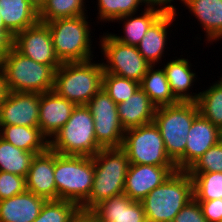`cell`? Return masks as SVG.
I'll return each instance as SVG.
<instances>
[{
	"instance_id": "obj_4",
	"label": "cell",
	"mask_w": 222,
	"mask_h": 222,
	"mask_svg": "<svg viewBox=\"0 0 222 222\" xmlns=\"http://www.w3.org/2000/svg\"><path fill=\"white\" fill-rule=\"evenodd\" d=\"M102 63L93 59L62 63L54 73L53 90L76 105H86L102 88Z\"/></svg>"
},
{
	"instance_id": "obj_41",
	"label": "cell",
	"mask_w": 222,
	"mask_h": 222,
	"mask_svg": "<svg viewBox=\"0 0 222 222\" xmlns=\"http://www.w3.org/2000/svg\"><path fill=\"white\" fill-rule=\"evenodd\" d=\"M70 222H100L97 214L92 209L79 207L71 217Z\"/></svg>"
},
{
	"instance_id": "obj_16",
	"label": "cell",
	"mask_w": 222,
	"mask_h": 222,
	"mask_svg": "<svg viewBox=\"0 0 222 222\" xmlns=\"http://www.w3.org/2000/svg\"><path fill=\"white\" fill-rule=\"evenodd\" d=\"M76 104L58 95L54 90L41 93L39 128L50 141L69 120Z\"/></svg>"
},
{
	"instance_id": "obj_22",
	"label": "cell",
	"mask_w": 222,
	"mask_h": 222,
	"mask_svg": "<svg viewBox=\"0 0 222 222\" xmlns=\"http://www.w3.org/2000/svg\"><path fill=\"white\" fill-rule=\"evenodd\" d=\"M46 199L32 192L15 195L0 201V222H33L40 214Z\"/></svg>"
},
{
	"instance_id": "obj_35",
	"label": "cell",
	"mask_w": 222,
	"mask_h": 222,
	"mask_svg": "<svg viewBox=\"0 0 222 222\" xmlns=\"http://www.w3.org/2000/svg\"><path fill=\"white\" fill-rule=\"evenodd\" d=\"M188 173L222 172V140L209 148L188 170Z\"/></svg>"
},
{
	"instance_id": "obj_26",
	"label": "cell",
	"mask_w": 222,
	"mask_h": 222,
	"mask_svg": "<svg viewBox=\"0 0 222 222\" xmlns=\"http://www.w3.org/2000/svg\"><path fill=\"white\" fill-rule=\"evenodd\" d=\"M144 11L139 14V16H135V14L124 15L116 19L114 22L123 21V35L117 36V34L110 35L117 40L126 45L137 46L148 28L151 24L162 14L159 10L145 8ZM134 16V17H133Z\"/></svg>"
},
{
	"instance_id": "obj_8",
	"label": "cell",
	"mask_w": 222,
	"mask_h": 222,
	"mask_svg": "<svg viewBox=\"0 0 222 222\" xmlns=\"http://www.w3.org/2000/svg\"><path fill=\"white\" fill-rule=\"evenodd\" d=\"M199 114L196 102L157 107L153 122L158 127L169 158L176 163L185 153L187 134Z\"/></svg>"
},
{
	"instance_id": "obj_38",
	"label": "cell",
	"mask_w": 222,
	"mask_h": 222,
	"mask_svg": "<svg viewBox=\"0 0 222 222\" xmlns=\"http://www.w3.org/2000/svg\"><path fill=\"white\" fill-rule=\"evenodd\" d=\"M196 201L199 202L202 214L208 222H220L222 220V198Z\"/></svg>"
},
{
	"instance_id": "obj_25",
	"label": "cell",
	"mask_w": 222,
	"mask_h": 222,
	"mask_svg": "<svg viewBox=\"0 0 222 222\" xmlns=\"http://www.w3.org/2000/svg\"><path fill=\"white\" fill-rule=\"evenodd\" d=\"M0 137L27 152L42 153L49 148V140L39 127L0 126Z\"/></svg>"
},
{
	"instance_id": "obj_12",
	"label": "cell",
	"mask_w": 222,
	"mask_h": 222,
	"mask_svg": "<svg viewBox=\"0 0 222 222\" xmlns=\"http://www.w3.org/2000/svg\"><path fill=\"white\" fill-rule=\"evenodd\" d=\"M13 47L23 56L40 64L49 65L54 71L62 65L55 54L49 26L41 21L17 33Z\"/></svg>"
},
{
	"instance_id": "obj_5",
	"label": "cell",
	"mask_w": 222,
	"mask_h": 222,
	"mask_svg": "<svg viewBox=\"0 0 222 222\" xmlns=\"http://www.w3.org/2000/svg\"><path fill=\"white\" fill-rule=\"evenodd\" d=\"M6 91L45 93L53 90L55 71L23 56L14 47L0 62Z\"/></svg>"
},
{
	"instance_id": "obj_15",
	"label": "cell",
	"mask_w": 222,
	"mask_h": 222,
	"mask_svg": "<svg viewBox=\"0 0 222 222\" xmlns=\"http://www.w3.org/2000/svg\"><path fill=\"white\" fill-rule=\"evenodd\" d=\"M176 171V166L130 164L126 174L124 194L131 200L141 201Z\"/></svg>"
},
{
	"instance_id": "obj_43",
	"label": "cell",
	"mask_w": 222,
	"mask_h": 222,
	"mask_svg": "<svg viewBox=\"0 0 222 222\" xmlns=\"http://www.w3.org/2000/svg\"><path fill=\"white\" fill-rule=\"evenodd\" d=\"M38 11L46 4L47 0H28Z\"/></svg>"
},
{
	"instance_id": "obj_21",
	"label": "cell",
	"mask_w": 222,
	"mask_h": 222,
	"mask_svg": "<svg viewBox=\"0 0 222 222\" xmlns=\"http://www.w3.org/2000/svg\"><path fill=\"white\" fill-rule=\"evenodd\" d=\"M176 58L163 66L172 94L179 102H197L199 92L189 91L197 80L196 73L192 72V64L188 58Z\"/></svg>"
},
{
	"instance_id": "obj_44",
	"label": "cell",
	"mask_w": 222,
	"mask_h": 222,
	"mask_svg": "<svg viewBox=\"0 0 222 222\" xmlns=\"http://www.w3.org/2000/svg\"><path fill=\"white\" fill-rule=\"evenodd\" d=\"M143 222H155V221H152V220H149V219L145 218V220Z\"/></svg>"
},
{
	"instance_id": "obj_33",
	"label": "cell",
	"mask_w": 222,
	"mask_h": 222,
	"mask_svg": "<svg viewBox=\"0 0 222 222\" xmlns=\"http://www.w3.org/2000/svg\"><path fill=\"white\" fill-rule=\"evenodd\" d=\"M139 87L136 81L103 72L102 88L116 104L126 101Z\"/></svg>"
},
{
	"instance_id": "obj_27",
	"label": "cell",
	"mask_w": 222,
	"mask_h": 222,
	"mask_svg": "<svg viewBox=\"0 0 222 222\" xmlns=\"http://www.w3.org/2000/svg\"><path fill=\"white\" fill-rule=\"evenodd\" d=\"M155 68V65L149 67L147 73L143 76L140 88L157 107L178 103L179 101L172 94L165 71L162 68Z\"/></svg>"
},
{
	"instance_id": "obj_13",
	"label": "cell",
	"mask_w": 222,
	"mask_h": 222,
	"mask_svg": "<svg viewBox=\"0 0 222 222\" xmlns=\"http://www.w3.org/2000/svg\"><path fill=\"white\" fill-rule=\"evenodd\" d=\"M40 95L6 91L0 104V126L39 127Z\"/></svg>"
},
{
	"instance_id": "obj_29",
	"label": "cell",
	"mask_w": 222,
	"mask_h": 222,
	"mask_svg": "<svg viewBox=\"0 0 222 222\" xmlns=\"http://www.w3.org/2000/svg\"><path fill=\"white\" fill-rule=\"evenodd\" d=\"M199 113L222 130V76L208 89L199 92Z\"/></svg>"
},
{
	"instance_id": "obj_11",
	"label": "cell",
	"mask_w": 222,
	"mask_h": 222,
	"mask_svg": "<svg viewBox=\"0 0 222 222\" xmlns=\"http://www.w3.org/2000/svg\"><path fill=\"white\" fill-rule=\"evenodd\" d=\"M94 119L95 136L102 148H120L125 129L119 116L117 104L101 88L86 104Z\"/></svg>"
},
{
	"instance_id": "obj_20",
	"label": "cell",
	"mask_w": 222,
	"mask_h": 222,
	"mask_svg": "<svg viewBox=\"0 0 222 222\" xmlns=\"http://www.w3.org/2000/svg\"><path fill=\"white\" fill-rule=\"evenodd\" d=\"M118 116L125 130L153 122L157 106L139 87L126 101L117 104Z\"/></svg>"
},
{
	"instance_id": "obj_17",
	"label": "cell",
	"mask_w": 222,
	"mask_h": 222,
	"mask_svg": "<svg viewBox=\"0 0 222 222\" xmlns=\"http://www.w3.org/2000/svg\"><path fill=\"white\" fill-rule=\"evenodd\" d=\"M25 182L27 191L46 200H56L53 150L48 148L34 156L25 177Z\"/></svg>"
},
{
	"instance_id": "obj_10",
	"label": "cell",
	"mask_w": 222,
	"mask_h": 222,
	"mask_svg": "<svg viewBox=\"0 0 222 222\" xmlns=\"http://www.w3.org/2000/svg\"><path fill=\"white\" fill-rule=\"evenodd\" d=\"M103 71L141 83L151 64L139 53L136 46L115 40L110 33L99 36Z\"/></svg>"
},
{
	"instance_id": "obj_6",
	"label": "cell",
	"mask_w": 222,
	"mask_h": 222,
	"mask_svg": "<svg viewBox=\"0 0 222 222\" xmlns=\"http://www.w3.org/2000/svg\"><path fill=\"white\" fill-rule=\"evenodd\" d=\"M87 16L85 14L46 22L52 35L55 54L61 63L83 62L94 58L93 36Z\"/></svg>"
},
{
	"instance_id": "obj_14",
	"label": "cell",
	"mask_w": 222,
	"mask_h": 222,
	"mask_svg": "<svg viewBox=\"0 0 222 222\" xmlns=\"http://www.w3.org/2000/svg\"><path fill=\"white\" fill-rule=\"evenodd\" d=\"M221 140V130L200 113L187 134L184 155L175 163L179 171H187L209 148Z\"/></svg>"
},
{
	"instance_id": "obj_3",
	"label": "cell",
	"mask_w": 222,
	"mask_h": 222,
	"mask_svg": "<svg viewBox=\"0 0 222 222\" xmlns=\"http://www.w3.org/2000/svg\"><path fill=\"white\" fill-rule=\"evenodd\" d=\"M193 198V181L187 171L172 173L141 200L145 217L155 222H172Z\"/></svg>"
},
{
	"instance_id": "obj_30",
	"label": "cell",
	"mask_w": 222,
	"mask_h": 222,
	"mask_svg": "<svg viewBox=\"0 0 222 222\" xmlns=\"http://www.w3.org/2000/svg\"><path fill=\"white\" fill-rule=\"evenodd\" d=\"M85 0H47L39 11V21L50 22L60 18H71L85 15ZM85 4V5H84Z\"/></svg>"
},
{
	"instance_id": "obj_34",
	"label": "cell",
	"mask_w": 222,
	"mask_h": 222,
	"mask_svg": "<svg viewBox=\"0 0 222 222\" xmlns=\"http://www.w3.org/2000/svg\"><path fill=\"white\" fill-rule=\"evenodd\" d=\"M78 208L74 202L62 199L46 200L40 214L33 222H70Z\"/></svg>"
},
{
	"instance_id": "obj_19",
	"label": "cell",
	"mask_w": 222,
	"mask_h": 222,
	"mask_svg": "<svg viewBox=\"0 0 222 222\" xmlns=\"http://www.w3.org/2000/svg\"><path fill=\"white\" fill-rule=\"evenodd\" d=\"M176 15L161 14L148 28L140 43L136 46L139 53L151 65L159 64L164 57V52L168 43L167 34L171 24L176 20Z\"/></svg>"
},
{
	"instance_id": "obj_7",
	"label": "cell",
	"mask_w": 222,
	"mask_h": 222,
	"mask_svg": "<svg viewBox=\"0 0 222 222\" xmlns=\"http://www.w3.org/2000/svg\"><path fill=\"white\" fill-rule=\"evenodd\" d=\"M58 154L93 157L102 147L97 143L94 119L86 105H76L69 120L49 141Z\"/></svg>"
},
{
	"instance_id": "obj_2",
	"label": "cell",
	"mask_w": 222,
	"mask_h": 222,
	"mask_svg": "<svg viewBox=\"0 0 222 222\" xmlns=\"http://www.w3.org/2000/svg\"><path fill=\"white\" fill-rule=\"evenodd\" d=\"M56 200L74 202L81 207L88 199L94 180L92 157L62 155L54 151Z\"/></svg>"
},
{
	"instance_id": "obj_32",
	"label": "cell",
	"mask_w": 222,
	"mask_h": 222,
	"mask_svg": "<svg viewBox=\"0 0 222 222\" xmlns=\"http://www.w3.org/2000/svg\"><path fill=\"white\" fill-rule=\"evenodd\" d=\"M98 21L114 22L124 15L137 14L138 9L144 6L142 0H97ZM100 19V20H99Z\"/></svg>"
},
{
	"instance_id": "obj_24",
	"label": "cell",
	"mask_w": 222,
	"mask_h": 222,
	"mask_svg": "<svg viewBox=\"0 0 222 222\" xmlns=\"http://www.w3.org/2000/svg\"><path fill=\"white\" fill-rule=\"evenodd\" d=\"M0 14L13 36L39 21V11L28 0H0Z\"/></svg>"
},
{
	"instance_id": "obj_31",
	"label": "cell",
	"mask_w": 222,
	"mask_h": 222,
	"mask_svg": "<svg viewBox=\"0 0 222 222\" xmlns=\"http://www.w3.org/2000/svg\"><path fill=\"white\" fill-rule=\"evenodd\" d=\"M193 181L195 200L222 198V172L189 173Z\"/></svg>"
},
{
	"instance_id": "obj_42",
	"label": "cell",
	"mask_w": 222,
	"mask_h": 222,
	"mask_svg": "<svg viewBox=\"0 0 222 222\" xmlns=\"http://www.w3.org/2000/svg\"><path fill=\"white\" fill-rule=\"evenodd\" d=\"M5 93H6L5 83H4L3 74L0 68V104L2 103Z\"/></svg>"
},
{
	"instance_id": "obj_40",
	"label": "cell",
	"mask_w": 222,
	"mask_h": 222,
	"mask_svg": "<svg viewBox=\"0 0 222 222\" xmlns=\"http://www.w3.org/2000/svg\"><path fill=\"white\" fill-rule=\"evenodd\" d=\"M14 36L5 28L0 14V62L13 47Z\"/></svg>"
},
{
	"instance_id": "obj_9",
	"label": "cell",
	"mask_w": 222,
	"mask_h": 222,
	"mask_svg": "<svg viewBox=\"0 0 222 222\" xmlns=\"http://www.w3.org/2000/svg\"><path fill=\"white\" fill-rule=\"evenodd\" d=\"M121 148L126 152L130 164L176 166L169 158L154 122L125 130Z\"/></svg>"
},
{
	"instance_id": "obj_23",
	"label": "cell",
	"mask_w": 222,
	"mask_h": 222,
	"mask_svg": "<svg viewBox=\"0 0 222 222\" xmlns=\"http://www.w3.org/2000/svg\"><path fill=\"white\" fill-rule=\"evenodd\" d=\"M188 11L198 19L205 32L208 43L222 39V1L221 0H184Z\"/></svg>"
},
{
	"instance_id": "obj_39",
	"label": "cell",
	"mask_w": 222,
	"mask_h": 222,
	"mask_svg": "<svg viewBox=\"0 0 222 222\" xmlns=\"http://www.w3.org/2000/svg\"><path fill=\"white\" fill-rule=\"evenodd\" d=\"M144 3V8H151L159 10L162 14H173L177 15V9L176 6H173L174 0H142ZM181 1L180 3H184V0H178Z\"/></svg>"
},
{
	"instance_id": "obj_37",
	"label": "cell",
	"mask_w": 222,
	"mask_h": 222,
	"mask_svg": "<svg viewBox=\"0 0 222 222\" xmlns=\"http://www.w3.org/2000/svg\"><path fill=\"white\" fill-rule=\"evenodd\" d=\"M172 222H208L198 201L192 198L175 216Z\"/></svg>"
},
{
	"instance_id": "obj_1",
	"label": "cell",
	"mask_w": 222,
	"mask_h": 222,
	"mask_svg": "<svg viewBox=\"0 0 222 222\" xmlns=\"http://www.w3.org/2000/svg\"><path fill=\"white\" fill-rule=\"evenodd\" d=\"M94 180L87 201L81 206L93 209L101 201L124 193L126 174L130 162L126 152L120 148H102L93 157Z\"/></svg>"
},
{
	"instance_id": "obj_18",
	"label": "cell",
	"mask_w": 222,
	"mask_h": 222,
	"mask_svg": "<svg viewBox=\"0 0 222 222\" xmlns=\"http://www.w3.org/2000/svg\"><path fill=\"white\" fill-rule=\"evenodd\" d=\"M92 210L100 222H143L146 218L141 201L131 200L124 193L101 201Z\"/></svg>"
},
{
	"instance_id": "obj_28",
	"label": "cell",
	"mask_w": 222,
	"mask_h": 222,
	"mask_svg": "<svg viewBox=\"0 0 222 222\" xmlns=\"http://www.w3.org/2000/svg\"><path fill=\"white\" fill-rule=\"evenodd\" d=\"M36 153L27 152L0 137V171L27 176Z\"/></svg>"
},
{
	"instance_id": "obj_36",
	"label": "cell",
	"mask_w": 222,
	"mask_h": 222,
	"mask_svg": "<svg viewBox=\"0 0 222 222\" xmlns=\"http://www.w3.org/2000/svg\"><path fill=\"white\" fill-rule=\"evenodd\" d=\"M26 191L25 177L0 171V201Z\"/></svg>"
}]
</instances>
